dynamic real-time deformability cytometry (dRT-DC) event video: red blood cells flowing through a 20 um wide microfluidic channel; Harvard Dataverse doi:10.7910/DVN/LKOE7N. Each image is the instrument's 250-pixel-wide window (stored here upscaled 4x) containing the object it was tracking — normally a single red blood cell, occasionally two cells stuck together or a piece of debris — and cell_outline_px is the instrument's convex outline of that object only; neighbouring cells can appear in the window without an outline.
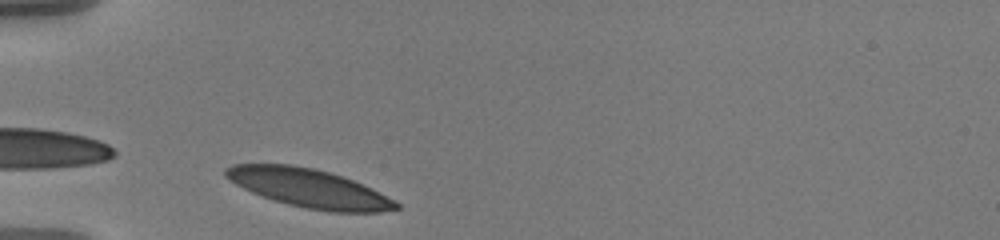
{"species": "human", "species_latin": "Homo sapiens", "temperature_condition": "warm", "stored_images_in_passage": 33, "camera_frame_rate_fps": 3000, "um_per_image_px": 0.085, "donor": {"sex": "male"}, "frame": {"image": 1, "passage_image": 2, "time_ms": 0.333, "image_size_px": [1000, 240], "cell_outline_px": [[400, 208], [380, 212], [332, 212], [308, 208], [288, 204], [252, 192], [236, 184], [224, 176], [224, 168], [232, 164], [292, 164], [312, 168], [328, 172], [352, 180], [396, 200], [400, 204]], "centroid_in_image_um": [26.26, 15.99], "position_along_channel_um": 58.7, "area_um2": 37.8}}
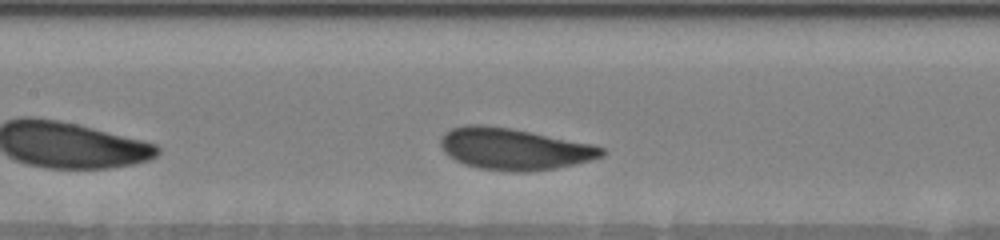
{"frame": {"image": 2, "passage_image": 12, "time_ms": 3.667, "image_size_px": [1000, 240], "cell_outline_px": [[604, 156], [592, 160], [576, 164], [556, 168], [528, 172], [508, 172], [476, 168], [464, 164], [448, 156], [440, 148], [440, 136], [444, 132], [452, 128], [464, 124], [484, 124], [512, 128], [592, 144], [604, 148]], "centroid_in_image_um": [43.65, 12.66], "position_along_channel_um": 163.7, "area_um2": 39.65}}
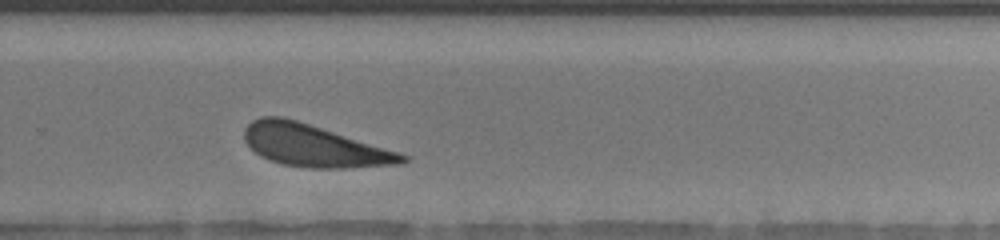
{"frame": {"image": 3, "passage_image": 24, "time_ms": 7.667, "image_size_px": [1000, 240], "cell_outline_px": [[408, 160], [400, 164], [348, 168], [308, 168], [280, 164], [260, 156], [244, 140], [244, 128], [252, 120], [260, 116], [284, 116], [400, 152], [408, 156]], "centroid_in_image_um": [26.67, 12.38], "position_along_channel_um": 303.1, "area_um2": 38.78}, "authors_computed_cell_mechanics": {"area_um2": 38.7838, "velocity_mm_per_s": 3.5042, "shape_relaxation_time_tau1_ms": 1.9488, "shape_relaxation_time_tau2_ms": null, "deformation_change_tau1": 0.1154, "deformation_change_tau2": null}}